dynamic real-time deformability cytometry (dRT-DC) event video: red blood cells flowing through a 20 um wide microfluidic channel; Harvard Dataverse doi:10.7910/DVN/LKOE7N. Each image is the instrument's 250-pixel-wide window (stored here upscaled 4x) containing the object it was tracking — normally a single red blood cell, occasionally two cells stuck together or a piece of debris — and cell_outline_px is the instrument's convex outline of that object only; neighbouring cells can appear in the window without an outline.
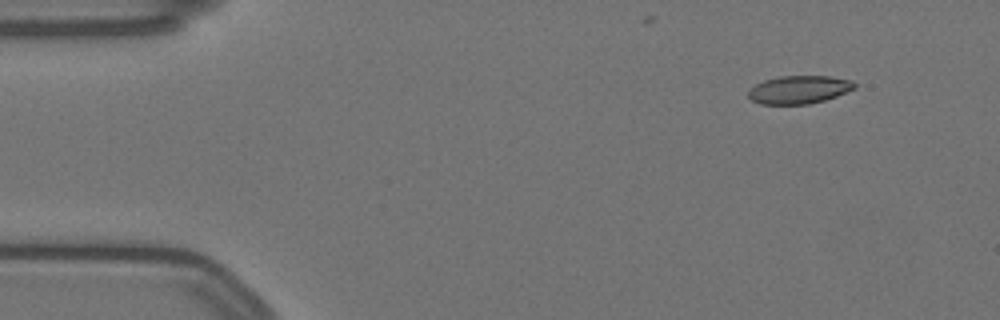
{"species": "Egyptian fruit bat (a non-hibernating species)", "species_latin": "Rousettus aegyptiacus", "temperature_condition": "warm", "stored_images_in_passage": 12, "camera_frame_rate_fps": 3000, "um_per_image_px": 0.085, "animal": {"sex": "female"}, "frame": {"image": 1, "passage_image": 1, "time_ms": 0.0, "image_size_px": [1000, 320], "cell_outline_px": [[856, 88], [836, 96], [824, 100], [808, 104], [760, 104], [752, 100], [748, 96], [748, 92], [756, 84], [764, 80], [780, 76], [828, 76], [852, 80], [856, 84]], "centroid_in_image_um": [67.93, 7.62], "position_along_channel_um": 17.1, "area_um2": 17.28}}
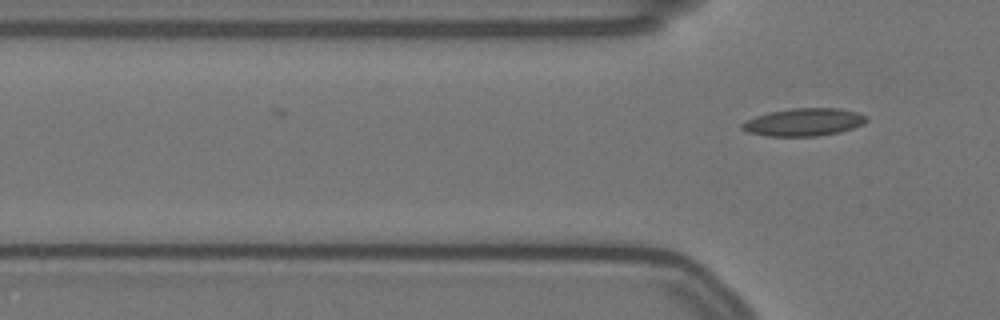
{"frame": {"image": 2, "passage_image": 12, "time_ms": 3.667, "image_size_px": [1000, 320], "cell_outline_px": [[868, 120], [864, 124], [840, 132], [816, 136], [768, 136], [748, 132], [740, 128], [740, 124], [756, 116], [768, 112], [792, 108], [840, 108], [856, 112], [868, 116]], "centroid_in_image_um": [68.34, 10.38], "position_along_channel_um": 57.5, "area_um2": 20.11}}